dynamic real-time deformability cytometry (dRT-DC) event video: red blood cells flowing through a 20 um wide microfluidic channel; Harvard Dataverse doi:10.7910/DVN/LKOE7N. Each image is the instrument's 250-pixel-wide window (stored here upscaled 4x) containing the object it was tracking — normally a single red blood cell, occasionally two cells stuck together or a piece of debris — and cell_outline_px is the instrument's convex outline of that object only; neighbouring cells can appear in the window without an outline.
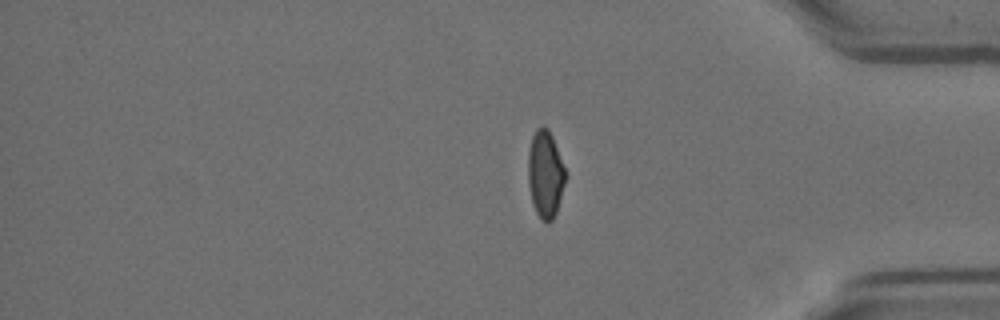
{"species": "Egyptian fruit bat (a non-hibernating species)", "species_latin": "Rousettus aegyptiacus", "temperature_condition": "room temperature", "stored_images_in_passage": 14, "segment_of_instrument_passage": [2, 2], "camera_frame_rate_fps": 3000, "um_per_image_px": 0.085, "animal": {"sex": "female"}, "frame": {"image": 1, "passage_image": 14, "time_ms": 4.333, "image_size_px": [1000, 320], "cell_outline_px": [[568, 176], [556, 212], [552, 220], [540, 220], [532, 204], [528, 184], [528, 152], [532, 136], [536, 128], [544, 124], [548, 128], [552, 136], [568, 172]], "centroid_in_image_um": [46.37, 14.76], "position_along_channel_um": 388.8, "area_um2": 19.48}}